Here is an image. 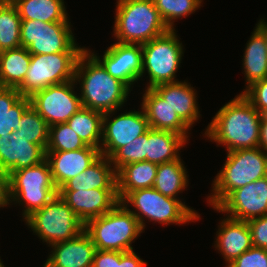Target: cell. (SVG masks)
<instances>
[{
	"instance_id": "obj_20",
	"label": "cell",
	"mask_w": 267,
	"mask_h": 267,
	"mask_svg": "<svg viewBox=\"0 0 267 267\" xmlns=\"http://www.w3.org/2000/svg\"><path fill=\"white\" fill-rule=\"evenodd\" d=\"M219 224L215 248L223 255L228 266L253 246L251 234L247 221L236 220L227 216Z\"/></svg>"
},
{
	"instance_id": "obj_34",
	"label": "cell",
	"mask_w": 267,
	"mask_h": 267,
	"mask_svg": "<svg viewBox=\"0 0 267 267\" xmlns=\"http://www.w3.org/2000/svg\"><path fill=\"white\" fill-rule=\"evenodd\" d=\"M165 25L174 30V22L187 17L202 6L203 0H153Z\"/></svg>"
},
{
	"instance_id": "obj_47",
	"label": "cell",
	"mask_w": 267,
	"mask_h": 267,
	"mask_svg": "<svg viewBox=\"0 0 267 267\" xmlns=\"http://www.w3.org/2000/svg\"><path fill=\"white\" fill-rule=\"evenodd\" d=\"M2 1H9V2H13L14 0H2Z\"/></svg>"
},
{
	"instance_id": "obj_3",
	"label": "cell",
	"mask_w": 267,
	"mask_h": 267,
	"mask_svg": "<svg viewBox=\"0 0 267 267\" xmlns=\"http://www.w3.org/2000/svg\"><path fill=\"white\" fill-rule=\"evenodd\" d=\"M267 176V152L260 147L227 152L222 169L212 183L207 203L216 208L232 191Z\"/></svg>"
},
{
	"instance_id": "obj_36",
	"label": "cell",
	"mask_w": 267,
	"mask_h": 267,
	"mask_svg": "<svg viewBox=\"0 0 267 267\" xmlns=\"http://www.w3.org/2000/svg\"><path fill=\"white\" fill-rule=\"evenodd\" d=\"M148 131L124 147H121L111 158V163L117 172L124 165L146 161V142Z\"/></svg>"
},
{
	"instance_id": "obj_4",
	"label": "cell",
	"mask_w": 267,
	"mask_h": 267,
	"mask_svg": "<svg viewBox=\"0 0 267 267\" xmlns=\"http://www.w3.org/2000/svg\"><path fill=\"white\" fill-rule=\"evenodd\" d=\"M115 11L117 42L143 45L169 30L153 0H117Z\"/></svg>"
},
{
	"instance_id": "obj_1",
	"label": "cell",
	"mask_w": 267,
	"mask_h": 267,
	"mask_svg": "<svg viewBox=\"0 0 267 267\" xmlns=\"http://www.w3.org/2000/svg\"><path fill=\"white\" fill-rule=\"evenodd\" d=\"M262 115L240 93L223 105L208 124L205 137L227 152L259 147Z\"/></svg>"
},
{
	"instance_id": "obj_27",
	"label": "cell",
	"mask_w": 267,
	"mask_h": 267,
	"mask_svg": "<svg viewBox=\"0 0 267 267\" xmlns=\"http://www.w3.org/2000/svg\"><path fill=\"white\" fill-rule=\"evenodd\" d=\"M246 78L245 89L254 82L267 78V47L263 35L255 28L246 44L243 55Z\"/></svg>"
},
{
	"instance_id": "obj_16",
	"label": "cell",
	"mask_w": 267,
	"mask_h": 267,
	"mask_svg": "<svg viewBox=\"0 0 267 267\" xmlns=\"http://www.w3.org/2000/svg\"><path fill=\"white\" fill-rule=\"evenodd\" d=\"M58 195L84 224L111 211L120 202L117 189L58 191Z\"/></svg>"
},
{
	"instance_id": "obj_24",
	"label": "cell",
	"mask_w": 267,
	"mask_h": 267,
	"mask_svg": "<svg viewBox=\"0 0 267 267\" xmlns=\"http://www.w3.org/2000/svg\"><path fill=\"white\" fill-rule=\"evenodd\" d=\"M188 140L177 133L149 129L146 142V161L162 164L180 159V149Z\"/></svg>"
},
{
	"instance_id": "obj_2",
	"label": "cell",
	"mask_w": 267,
	"mask_h": 267,
	"mask_svg": "<svg viewBox=\"0 0 267 267\" xmlns=\"http://www.w3.org/2000/svg\"><path fill=\"white\" fill-rule=\"evenodd\" d=\"M74 80L80 84L82 107L102 113L119 111L131 92L122 81L105 70L88 48L78 59Z\"/></svg>"
},
{
	"instance_id": "obj_42",
	"label": "cell",
	"mask_w": 267,
	"mask_h": 267,
	"mask_svg": "<svg viewBox=\"0 0 267 267\" xmlns=\"http://www.w3.org/2000/svg\"><path fill=\"white\" fill-rule=\"evenodd\" d=\"M10 205L8 173L0 169V208Z\"/></svg>"
},
{
	"instance_id": "obj_31",
	"label": "cell",
	"mask_w": 267,
	"mask_h": 267,
	"mask_svg": "<svg viewBox=\"0 0 267 267\" xmlns=\"http://www.w3.org/2000/svg\"><path fill=\"white\" fill-rule=\"evenodd\" d=\"M104 113L82 107L66 123L86 146L100 150Z\"/></svg>"
},
{
	"instance_id": "obj_43",
	"label": "cell",
	"mask_w": 267,
	"mask_h": 267,
	"mask_svg": "<svg viewBox=\"0 0 267 267\" xmlns=\"http://www.w3.org/2000/svg\"><path fill=\"white\" fill-rule=\"evenodd\" d=\"M259 147L267 152V115H262L261 117Z\"/></svg>"
},
{
	"instance_id": "obj_13",
	"label": "cell",
	"mask_w": 267,
	"mask_h": 267,
	"mask_svg": "<svg viewBox=\"0 0 267 267\" xmlns=\"http://www.w3.org/2000/svg\"><path fill=\"white\" fill-rule=\"evenodd\" d=\"M140 109V111H126L116 117H113L116 111L104 113L100 144L101 155L111 158L121 147L150 129L142 106ZM111 116L113 119H110Z\"/></svg>"
},
{
	"instance_id": "obj_37",
	"label": "cell",
	"mask_w": 267,
	"mask_h": 267,
	"mask_svg": "<svg viewBox=\"0 0 267 267\" xmlns=\"http://www.w3.org/2000/svg\"><path fill=\"white\" fill-rule=\"evenodd\" d=\"M242 95L261 114L267 115V78L254 82L246 89Z\"/></svg>"
},
{
	"instance_id": "obj_18",
	"label": "cell",
	"mask_w": 267,
	"mask_h": 267,
	"mask_svg": "<svg viewBox=\"0 0 267 267\" xmlns=\"http://www.w3.org/2000/svg\"><path fill=\"white\" fill-rule=\"evenodd\" d=\"M46 159V151L27 139L15 138L13 132L9 137H0V169L8 175L22 168L37 165Z\"/></svg>"
},
{
	"instance_id": "obj_14",
	"label": "cell",
	"mask_w": 267,
	"mask_h": 267,
	"mask_svg": "<svg viewBox=\"0 0 267 267\" xmlns=\"http://www.w3.org/2000/svg\"><path fill=\"white\" fill-rule=\"evenodd\" d=\"M213 209L241 221L267 215V176L232 191Z\"/></svg>"
},
{
	"instance_id": "obj_9",
	"label": "cell",
	"mask_w": 267,
	"mask_h": 267,
	"mask_svg": "<svg viewBox=\"0 0 267 267\" xmlns=\"http://www.w3.org/2000/svg\"><path fill=\"white\" fill-rule=\"evenodd\" d=\"M176 30L169 29L163 35L153 38L142 46V76L147 71L149 83L146 88L152 89L164 83L177 82L176 73L180 63L184 48L180 43Z\"/></svg>"
},
{
	"instance_id": "obj_41",
	"label": "cell",
	"mask_w": 267,
	"mask_h": 267,
	"mask_svg": "<svg viewBox=\"0 0 267 267\" xmlns=\"http://www.w3.org/2000/svg\"><path fill=\"white\" fill-rule=\"evenodd\" d=\"M92 267H116V251L96 249Z\"/></svg>"
},
{
	"instance_id": "obj_46",
	"label": "cell",
	"mask_w": 267,
	"mask_h": 267,
	"mask_svg": "<svg viewBox=\"0 0 267 267\" xmlns=\"http://www.w3.org/2000/svg\"><path fill=\"white\" fill-rule=\"evenodd\" d=\"M0 267H5L1 259H0Z\"/></svg>"
},
{
	"instance_id": "obj_28",
	"label": "cell",
	"mask_w": 267,
	"mask_h": 267,
	"mask_svg": "<svg viewBox=\"0 0 267 267\" xmlns=\"http://www.w3.org/2000/svg\"><path fill=\"white\" fill-rule=\"evenodd\" d=\"M21 20L69 22L64 0H14Z\"/></svg>"
},
{
	"instance_id": "obj_15",
	"label": "cell",
	"mask_w": 267,
	"mask_h": 267,
	"mask_svg": "<svg viewBox=\"0 0 267 267\" xmlns=\"http://www.w3.org/2000/svg\"><path fill=\"white\" fill-rule=\"evenodd\" d=\"M113 77L122 81L131 91L142 76V46L116 42L110 45L102 58L88 50Z\"/></svg>"
},
{
	"instance_id": "obj_10",
	"label": "cell",
	"mask_w": 267,
	"mask_h": 267,
	"mask_svg": "<svg viewBox=\"0 0 267 267\" xmlns=\"http://www.w3.org/2000/svg\"><path fill=\"white\" fill-rule=\"evenodd\" d=\"M82 53L31 54L29 69L17 90L22 96L30 97L48 86L74 80L76 65Z\"/></svg>"
},
{
	"instance_id": "obj_35",
	"label": "cell",
	"mask_w": 267,
	"mask_h": 267,
	"mask_svg": "<svg viewBox=\"0 0 267 267\" xmlns=\"http://www.w3.org/2000/svg\"><path fill=\"white\" fill-rule=\"evenodd\" d=\"M85 147L86 145L67 123L49 127V143L46 152L74 151Z\"/></svg>"
},
{
	"instance_id": "obj_11",
	"label": "cell",
	"mask_w": 267,
	"mask_h": 267,
	"mask_svg": "<svg viewBox=\"0 0 267 267\" xmlns=\"http://www.w3.org/2000/svg\"><path fill=\"white\" fill-rule=\"evenodd\" d=\"M70 22H43L21 20V47L30 54H54L58 52H84L78 47Z\"/></svg>"
},
{
	"instance_id": "obj_38",
	"label": "cell",
	"mask_w": 267,
	"mask_h": 267,
	"mask_svg": "<svg viewBox=\"0 0 267 267\" xmlns=\"http://www.w3.org/2000/svg\"><path fill=\"white\" fill-rule=\"evenodd\" d=\"M226 267H267V249L252 246Z\"/></svg>"
},
{
	"instance_id": "obj_39",
	"label": "cell",
	"mask_w": 267,
	"mask_h": 267,
	"mask_svg": "<svg viewBox=\"0 0 267 267\" xmlns=\"http://www.w3.org/2000/svg\"><path fill=\"white\" fill-rule=\"evenodd\" d=\"M252 245L258 248L267 249V215L247 221Z\"/></svg>"
},
{
	"instance_id": "obj_23",
	"label": "cell",
	"mask_w": 267,
	"mask_h": 267,
	"mask_svg": "<svg viewBox=\"0 0 267 267\" xmlns=\"http://www.w3.org/2000/svg\"><path fill=\"white\" fill-rule=\"evenodd\" d=\"M117 189L116 171L110 158L101 155L85 171L68 180L58 191Z\"/></svg>"
},
{
	"instance_id": "obj_33",
	"label": "cell",
	"mask_w": 267,
	"mask_h": 267,
	"mask_svg": "<svg viewBox=\"0 0 267 267\" xmlns=\"http://www.w3.org/2000/svg\"><path fill=\"white\" fill-rule=\"evenodd\" d=\"M15 138L27 139V142L40 145L45 151L49 143V126L40 114L30 105L22 114Z\"/></svg>"
},
{
	"instance_id": "obj_21",
	"label": "cell",
	"mask_w": 267,
	"mask_h": 267,
	"mask_svg": "<svg viewBox=\"0 0 267 267\" xmlns=\"http://www.w3.org/2000/svg\"><path fill=\"white\" fill-rule=\"evenodd\" d=\"M47 260L53 267H92L96 247L83 231L76 238L50 245Z\"/></svg>"
},
{
	"instance_id": "obj_45",
	"label": "cell",
	"mask_w": 267,
	"mask_h": 267,
	"mask_svg": "<svg viewBox=\"0 0 267 267\" xmlns=\"http://www.w3.org/2000/svg\"><path fill=\"white\" fill-rule=\"evenodd\" d=\"M43 267H53V265L48 260H46V262L43 264Z\"/></svg>"
},
{
	"instance_id": "obj_22",
	"label": "cell",
	"mask_w": 267,
	"mask_h": 267,
	"mask_svg": "<svg viewBox=\"0 0 267 267\" xmlns=\"http://www.w3.org/2000/svg\"><path fill=\"white\" fill-rule=\"evenodd\" d=\"M191 128L199 120L200 111L197 105V91L184 81L164 83L153 88Z\"/></svg>"
},
{
	"instance_id": "obj_5",
	"label": "cell",
	"mask_w": 267,
	"mask_h": 267,
	"mask_svg": "<svg viewBox=\"0 0 267 267\" xmlns=\"http://www.w3.org/2000/svg\"><path fill=\"white\" fill-rule=\"evenodd\" d=\"M84 231L96 249L126 252L133 250L132 242L143 229L129 208L119 202L111 211L89 220Z\"/></svg>"
},
{
	"instance_id": "obj_32",
	"label": "cell",
	"mask_w": 267,
	"mask_h": 267,
	"mask_svg": "<svg viewBox=\"0 0 267 267\" xmlns=\"http://www.w3.org/2000/svg\"><path fill=\"white\" fill-rule=\"evenodd\" d=\"M21 18L13 2L0 3V49L10 50L21 47Z\"/></svg>"
},
{
	"instance_id": "obj_26",
	"label": "cell",
	"mask_w": 267,
	"mask_h": 267,
	"mask_svg": "<svg viewBox=\"0 0 267 267\" xmlns=\"http://www.w3.org/2000/svg\"><path fill=\"white\" fill-rule=\"evenodd\" d=\"M29 106V97L22 96L17 88L0 87V137L8 138L21 128V116Z\"/></svg>"
},
{
	"instance_id": "obj_30",
	"label": "cell",
	"mask_w": 267,
	"mask_h": 267,
	"mask_svg": "<svg viewBox=\"0 0 267 267\" xmlns=\"http://www.w3.org/2000/svg\"><path fill=\"white\" fill-rule=\"evenodd\" d=\"M182 159L158 164L153 188L161 194L178 198V193H182L188 187V175Z\"/></svg>"
},
{
	"instance_id": "obj_19",
	"label": "cell",
	"mask_w": 267,
	"mask_h": 267,
	"mask_svg": "<svg viewBox=\"0 0 267 267\" xmlns=\"http://www.w3.org/2000/svg\"><path fill=\"white\" fill-rule=\"evenodd\" d=\"M141 106L146 114L149 127L155 130L171 131L187 140L190 127L177 115L168 103L152 88H145Z\"/></svg>"
},
{
	"instance_id": "obj_25",
	"label": "cell",
	"mask_w": 267,
	"mask_h": 267,
	"mask_svg": "<svg viewBox=\"0 0 267 267\" xmlns=\"http://www.w3.org/2000/svg\"><path fill=\"white\" fill-rule=\"evenodd\" d=\"M158 165L141 161L124 165L116 172L117 196L121 202L130 192L152 188Z\"/></svg>"
},
{
	"instance_id": "obj_17",
	"label": "cell",
	"mask_w": 267,
	"mask_h": 267,
	"mask_svg": "<svg viewBox=\"0 0 267 267\" xmlns=\"http://www.w3.org/2000/svg\"><path fill=\"white\" fill-rule=\"evenodd\" d=\"M101 156L98 148L86 146L74 151L46 152L53 182L57 189L85 171Z\"/></svg>"
},
{
	"instance_id": "obj_44",
	"label": "cell",
	"mask_w": 267,
	"mask_h": 267,
	"mask_svg": "<svg viewBox=\"0 0 267 267\" xmlns=\"http://www.w3.org/2000/svg\"><path fill=\"white\" fill-rule=\"evenodd\" d=\"M260 19L257 24H256V29L263 35L265 42H266V47H267V21Z\"/></svg>"
},
{
	"instance_id": "obj_40",
	"label": "cell",
	"mask_w": 267,
	"mask_h": 267,
	"mask_svg": "<svg viewBox=\"0 0 267 267\" xmlns=\"http://www.w3.org/2000/svg\"><path fill=\"white\" fill-rule=\"evenodd\" d=\"M147 262L141 259L134 250L116 251V267H144Z\"/></svg>"
},
{
	"instance_id": "obj_7",
	"label": "cell",
	"mask_w": 267,
	"mask_h": 267,
	"mask_svg": "<svg viewBox=\"0 0 267 267\" xmlns=\"http://www.w3.org/2000/svg\"><path fill=\"white\" fill-rule=\"evenodd\" d=\"M121 202L126 207L131 205L135 208V210H129L136 216L143 231L146 226L145 218L165 226L169 224L183 225L200 219L198 212L188 207L185 202L165 196L153 187L130 192Z\"/></svg>"
},
{
	"instance_id": "obj_6",
	"label": "cell",
	"mask_w": 267,
	"mask_h": 267,
	"mask_svg": "<svg viewBox=\"0 0 267 267\" xmlns=\"http://www.w3.org/2000/svg\"><path fill=\"white\" fill-rule=\"evenodd\" d=\"M8 184L9 202L24 205V220L58 195L46 159L37 165L11 172Z\"/></svg>"
},
{
	"instance_id": "obj_12",
	"label": "cell",
	"mask_w": 267,
	"mask_h": 267,
	"mask_svg": "<svg viewBox=\"0 0 267 267\" xmlns=\"http://www.w3.org/2000/svg\"><path fill=\"white\" fill-rule=\"evenodd\" d=\"M75 80L51 85L32 94L30 105L47 122L48 126L66 123L82 108L80 95L75 91Z\"/></svg>"
},
{
	"instance_id": "obj_8",
	"label": "cell",
	"mask_w": 267,
	"mask_h": 267,
	"mask_svg": "<svg viewBox=\"0 0 267 267\" xmlns=\"http://www.w3.org/2000/svg\"><path fill=\"white\" fill-rule=\"evenodd\" d=\"M43 243L52 245L76 238L84 231L85 224L68 204L56 195L41 209L34 211L25 220Z\"/></svg>"
},
{
	"instance_id": "obj_29",
	"label": "cell",
	"mask_w": 267,
	"mask_h": 267,
	"mask_svg": "<svg viewBox=\"0 0 267 267\" xmlns=\"http://www.w3.org/2000/svg\"><path fill=\"white\" fill-rule=\"evenodd\" d=\"M31 54L24 47L2 51L0 87L18 88L29 69Z\"/></svg>"
}]
</instances>
